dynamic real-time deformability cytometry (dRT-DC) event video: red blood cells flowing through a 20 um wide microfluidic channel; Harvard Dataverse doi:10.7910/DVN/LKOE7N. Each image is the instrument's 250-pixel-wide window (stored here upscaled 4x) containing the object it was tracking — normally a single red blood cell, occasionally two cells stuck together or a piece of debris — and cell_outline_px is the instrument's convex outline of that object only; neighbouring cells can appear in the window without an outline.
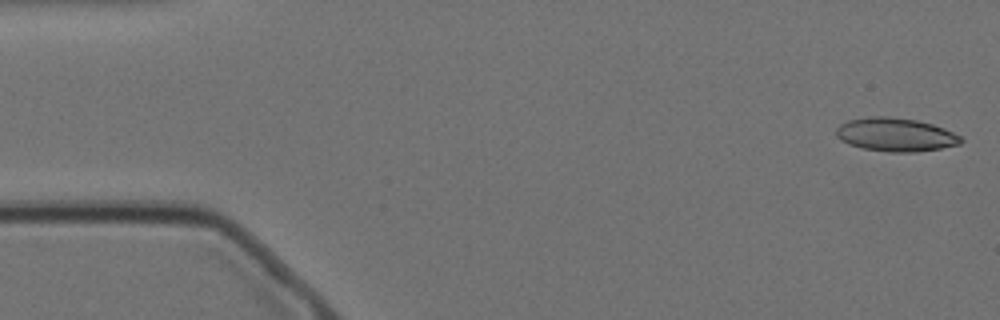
{"species": "Egyptian fruit bat (a non-hibernating species)", "species_latin": "Rousettus aegyptiacus", "temperature_condition": "cold", "stored_images_in_passage": 4, "camera_frame_rate_fps": 3000, "um_per_image_px": 0.085, "animal": {"sex": "female"}, "frame": {"image": 1, "passage_image": 1, "time_ms": 0.0, "image_size_px": [1000, 320], "cell_outline_px": [[964, 140], [960, 144], [940, 148], [916, 152], [888, 152], [864, 148], [848, 144], [840, 140], [836, 136], [836, 128], [840, 124], [848, 120], [868, 116], [888, 116], [916, 120], [932, 124], [944, 128], [960, 136]], "centroid_in_image_um": [76.1, 11.44], "position_along_channel_um": 8.9, "area_um2": 24.39}}